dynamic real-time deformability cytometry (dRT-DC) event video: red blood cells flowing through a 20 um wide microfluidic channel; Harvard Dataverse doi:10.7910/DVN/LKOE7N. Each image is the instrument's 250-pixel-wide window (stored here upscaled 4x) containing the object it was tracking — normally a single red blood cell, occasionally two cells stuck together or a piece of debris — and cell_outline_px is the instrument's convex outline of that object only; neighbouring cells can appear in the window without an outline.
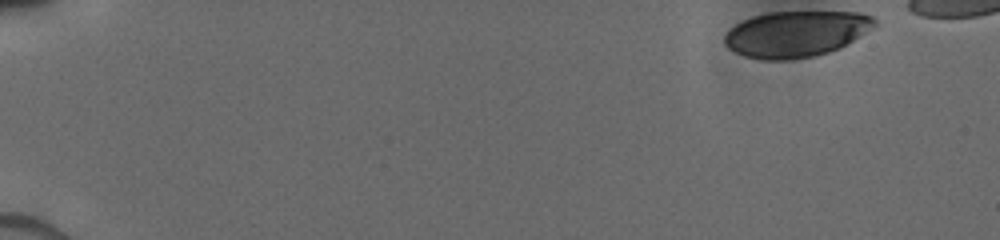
{"species": "human", "species_latin": "Homo sapiens", "temperature_condition": "cold", "stored_images_in_passage": 16, "segment_of_instrument_passage": [1, 2], "camera_frame_rate_fps": 3000, "um_per_image_px": 0.085, "donor": {"sex": "male"}, "frame": {"image": 1, "passage_image": 1, "time_ms": 0.0, "image_size_px": [1000, 240], "cell_outline_px": [[876, 24], [840, 48], [828, 52], [812, 56], [792, 60], [764, 60], [744, 56], [728, 48], [724, 44], [724, 36], [728, 28], [752, 16], [768, 12], [860, 12], [872, 16], [876, 20]], "centroid_in_image_um": [67.61, 2.88], "position_along_channel_um": 17.4, "area_um2": 40.11}}
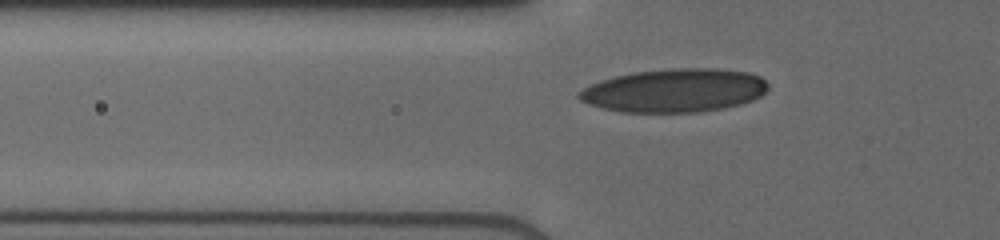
{"frame": {"image": 2, "passage_image": 14, "time_ms": 5.0, "image_size_px": [1000, 240], "cell_outline_px": [[768, 88], [760, 96], [752, 100], [740, 104], [724, 108], [700, 112], [624, 112], [604, 108], [588, 104], [580, 100], [576, 96], [576, 92], [600, 80], [632, 72], [672, 68], [716, 68], [748, 72], [760, 76], [768, 84]], "centroid_in_image_um": [57.33, 7.68], "position_along_channel_um": 68.5, "area_um2": 47.97}}